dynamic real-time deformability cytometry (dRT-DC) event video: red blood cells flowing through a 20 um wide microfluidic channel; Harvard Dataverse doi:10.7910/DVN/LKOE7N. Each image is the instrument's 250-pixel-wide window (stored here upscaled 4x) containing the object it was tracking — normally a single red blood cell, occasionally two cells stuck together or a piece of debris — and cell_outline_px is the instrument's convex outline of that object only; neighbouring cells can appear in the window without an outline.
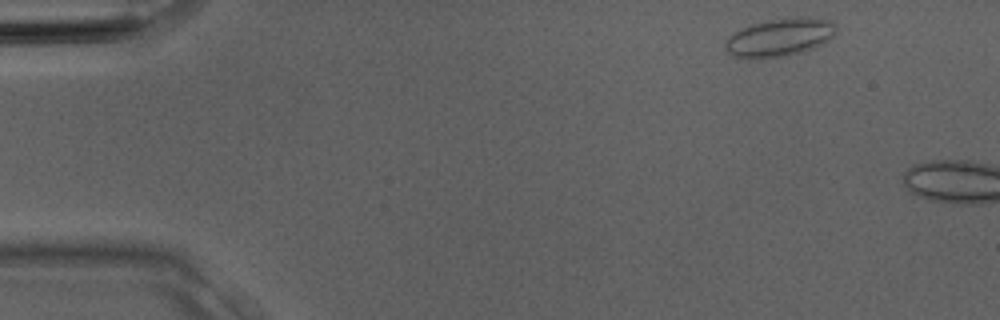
{"species": "Egyptian fruit bat (a non-hibernating species)", "species_latin": "Rousettus aegyptiacus", "temperature_condition": "room temperature", "stored_images_in_passage": 2, "camera_frame_rate_fps": 3000, "um_per_image_px": 0.085, "animal": {"sex": "male"}, "frame": {"image": 1, "passage_image": 1, "time_ms": 0.0, "image_size_px": [1000, 320], "cell_outline_px": [[836, 32], [828, 40], [812, 48], [800, 52], [784, 56], [748, 60], [732, 56], [724, 48], [724, 44], [728, 36], [732, 32], [752, 24], [772, 20], [796, 16], [800, 16], [832, 20], [836, 24]], "centroid_in_image_um": [66.23, 3.18], "position_along_channel_um": 18.8, "area_um2": 24.8}}